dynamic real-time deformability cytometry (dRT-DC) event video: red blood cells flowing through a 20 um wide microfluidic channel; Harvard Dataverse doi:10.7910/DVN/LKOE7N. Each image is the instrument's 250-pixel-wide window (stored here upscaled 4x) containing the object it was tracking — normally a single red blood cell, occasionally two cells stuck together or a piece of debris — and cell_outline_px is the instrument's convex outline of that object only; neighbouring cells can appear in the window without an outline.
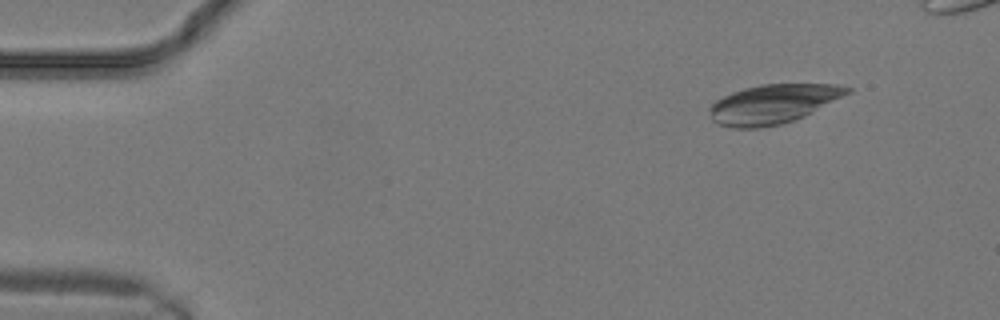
{"species": "common noctule bat (a hibernating species)", "species_latin": "Nyctalus noctula", "temperature_condition": "warm", "stored_images_in_passage": 9, "camera_frame_rate_fps": 3000, "um_per_image_px": 0.085, "animal": {"sex": "male", "body_mass_g": 19.2, "forearm_length_mm": 51.8}, "frame": {"image": 1, "passage_image": 3, "time_ms": 0.667, "image_size_px": [1000, 320], "cell_outline_px": [[852, 92], [804, 116], [780, 124], [760, 128], [732, 128], [720, 124], [712, 120], [708, 108], [716, 100], [732, 92], [744, 88], [760, 84], [836, 84], [852, 88]], "centroid_in_image_um": [65.71, 8.83], "position_along_channel_um": 19.3, "area_um2": 31.33}}